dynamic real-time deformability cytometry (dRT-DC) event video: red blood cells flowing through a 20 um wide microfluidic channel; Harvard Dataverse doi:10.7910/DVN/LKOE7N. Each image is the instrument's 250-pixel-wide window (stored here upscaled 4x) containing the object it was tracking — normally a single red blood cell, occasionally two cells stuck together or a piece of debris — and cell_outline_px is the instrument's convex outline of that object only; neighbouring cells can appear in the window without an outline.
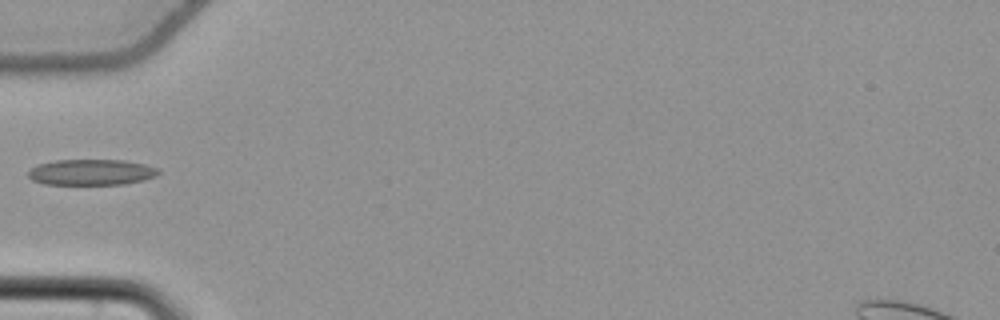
{"species": "common noctule bat (a hibernating species)", "species_latin": "Nyctalus noctula", "temperature_condition": "cold", "stored_images_in_passage": 37, "camera_frame_rate_fps": 3000, "um_per_image_px": 0.085, "animal": {"sex": "female", "body_mass_g": 22.7, "forearm_length_mm": 54.2}, "frame": {"image": 1, "passage_image": 1, "time_ms": 0.0, "image_size_px": [1000, 320], "cell_outline_px": [[160, 172], [156, 176], [144, 180], [124, 184], [44, 184], [32, 180], [28, 176], [28, 172], [32, 168], [40, 164], [56, 160], [124, 160], [144, 164], [160, 168]], "centroid_in_image_um": [7.8, 14.64], "position_along_channel_um": 77.2, "area_um2": 19.59}}
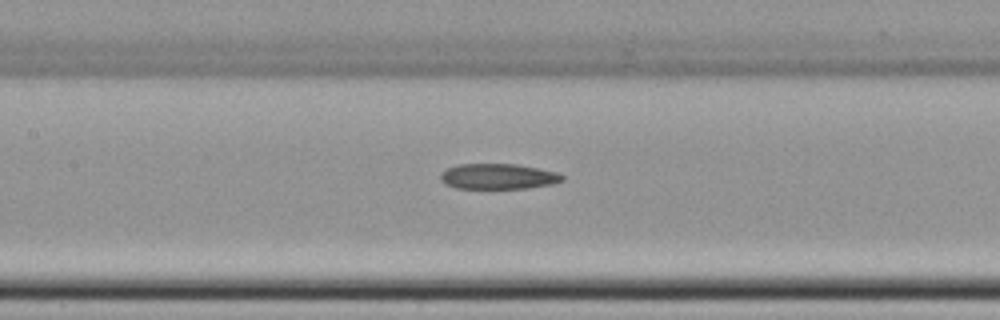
{"frame": {"image": 2, "passage_image": 8, "time_ms": 2.333, "image_size_px": [1000, 320], "cell_outline_px": [[564, 180], [552, 184], [528, 188], [456, 188], [444, 184], [440, 180], [440, 172], [448, 168], [460, 164], [516, 164], [556, 172], [564, 176]], "centroid_in_image_um": [42.31, 15.0], "position_along_channel_um": 165.1, "area_um2": 18.03}}
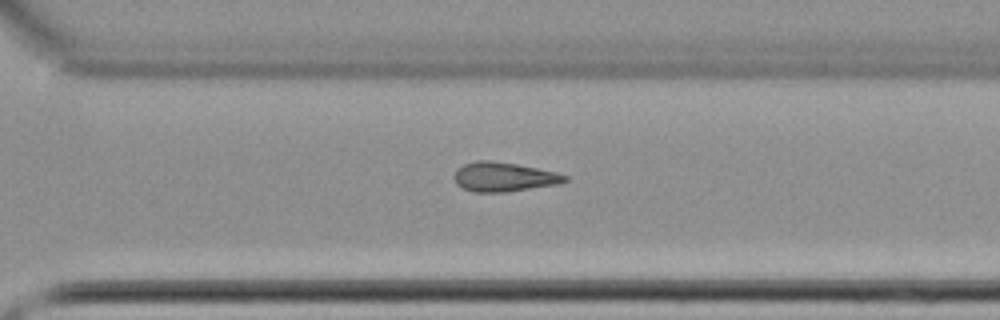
{"frame": {"image": 3, "passage_image": 21, "time_ms": 6.667, "image_size_px": [1000, 320], "cell_outline_px": [[568, 180], [560, 184], [504, 192], [476, 192], [464, 188], [456, 184], [452, 176], [456, 168], [464, 164], [476, 160], [488, 160], [516, 164], [556, 172], [568, 176]], "centroid_in_image_um": [42.8, 15.03], "position_along_channel_um": 327.8, "area_um2": 18.96}}